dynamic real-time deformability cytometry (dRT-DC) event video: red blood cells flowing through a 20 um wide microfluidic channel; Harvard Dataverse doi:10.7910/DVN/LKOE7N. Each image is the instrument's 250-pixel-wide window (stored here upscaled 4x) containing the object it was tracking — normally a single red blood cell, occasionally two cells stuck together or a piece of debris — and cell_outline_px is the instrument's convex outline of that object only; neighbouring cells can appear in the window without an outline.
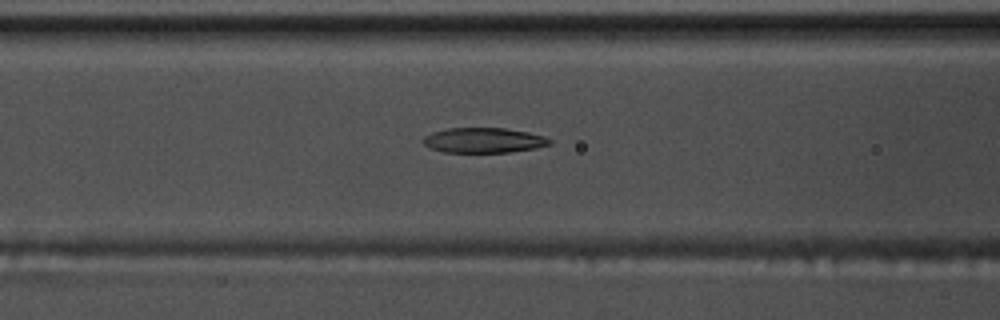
{"species": "common noctule bat (a hibernating species)", "species_latin": "Nyctalus noctula", "temperature_condition": "warm", "stored_images_in_passage": 37, "camera_frame_rate_fps": 3000, "um_per_image_px": 0.085, "animal": {"sex": "male", "body_mass_g": 17.5, "forearm_length_mm": 52.3}, "frame": {"image": 1, "passage_image": 5, "time_ms": 1.333, "image_size_px": [1000, 320], "cell_outline_px": [[552, 144], [536, 148], [508, 152], [444, 152], [428, 148], [420, 140], [424, 136], [432, 132], [448, 128], [504, 128], [528, 132], [544, 136], [552, 140]], "centroid_in_image_um": [41.09, 11.92], "position_along_channel_um": 125.5, "area_um2": 18.61}}
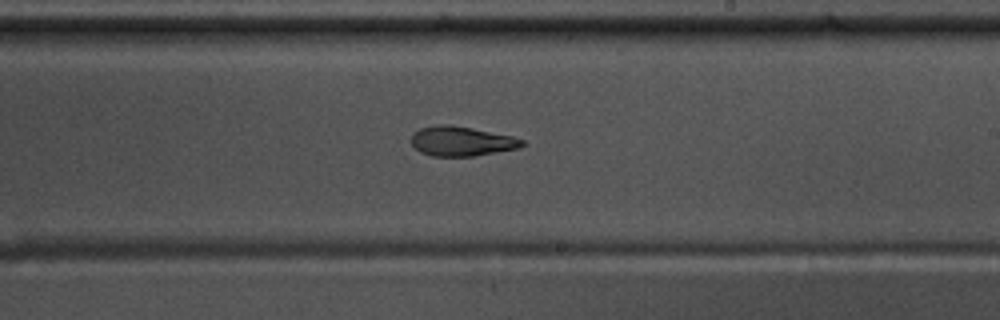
{"frame": {"image": 2, "passage_image": 15, "time_ms": 4.667, "image_size_px": [1000, 320], "cell_outline_px": [[524, 144], [520, 148], [472, 156], [432, 156], [420, 152], [412, 144], [412, 136], [420, 128], [440, 124], [448, 124], [472, 128], [512, 136], [524, 140]], "centroid_in_image_um": [39.24, 12.0], "position_along_channel_um": 249.8, "area_um2": 18.96}}
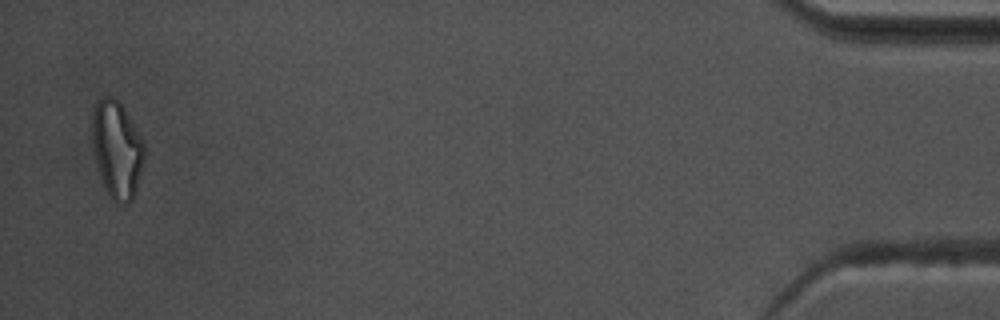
{"frame": {"image": 3, "passage_image": 36, "time_ms": 11.667, "image_size_px": [1000, 320], "cell_outline_px": [[144, 164], [132, 200], [128, 204], [116, 204], [108, 196], [104, 188], [100, 176], [92, 144], [92, 108], [96, 100], [104, 96], [112, 96], [124, 108], [144, 140]], "centroid_in_image_um": [9.93, 12.71], "position_along_channel_um": 425.3, "area_um2": 29.94}}